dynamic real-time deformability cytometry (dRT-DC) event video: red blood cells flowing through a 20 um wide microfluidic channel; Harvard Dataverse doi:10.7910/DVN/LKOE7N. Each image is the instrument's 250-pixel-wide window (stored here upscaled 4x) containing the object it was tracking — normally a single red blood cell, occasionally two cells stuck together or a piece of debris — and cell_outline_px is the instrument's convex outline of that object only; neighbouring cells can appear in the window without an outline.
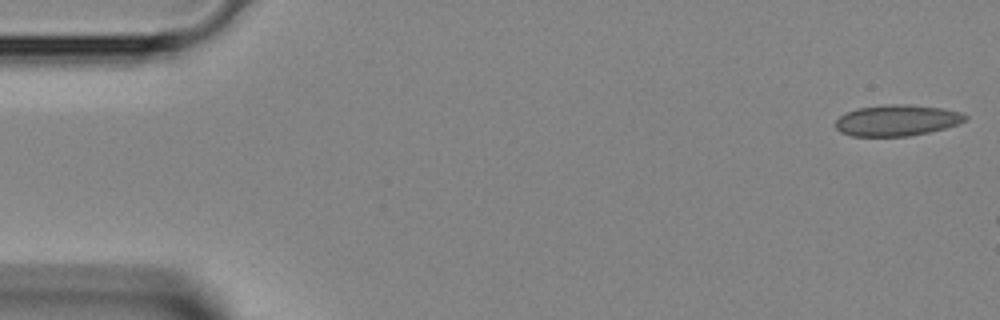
{"species": "Egyptian fruit bat (a non-hibernating species)", "species_latin": "Rousettus aegyptiacus", "temperature_condition": "room temperature", "stored_images_in_passage": 6, "camera_frame_rate_fps": 3000, "um_per_image_px": 0.085, "animal": {"sex": "female"}, "frame": {"image": 1, "passage_image": 1, "time_ms": 0.0, "image_size_px": [1000, 320], "cell_outline_px": [[968, 116], [960, 124], [928, 132], [908, 136], [852, 136], [840, 132], [836, 128], [836, 120], [844, 112], [856, 108], [884, 104], [908, 104], [940, 108], [960, 112]], "centroid_in_image_um": [76.2, 10.22], "position_along_channel_um": 8.8, "area_um2": 23.58}}